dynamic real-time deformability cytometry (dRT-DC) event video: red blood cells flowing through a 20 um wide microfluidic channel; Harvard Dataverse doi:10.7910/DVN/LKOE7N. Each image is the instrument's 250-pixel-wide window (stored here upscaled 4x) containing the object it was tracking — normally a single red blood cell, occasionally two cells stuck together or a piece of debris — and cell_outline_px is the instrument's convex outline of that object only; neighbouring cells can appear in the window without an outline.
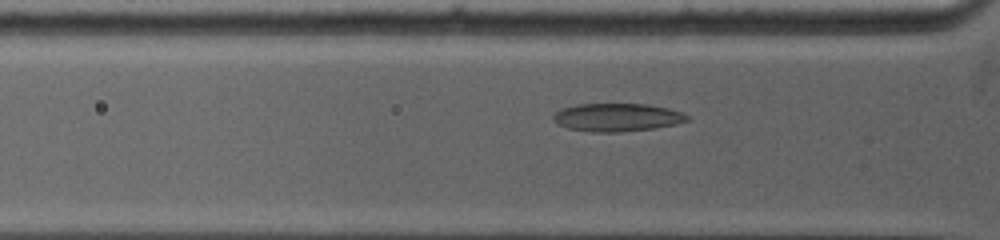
{"species": "common noctule bat (a hibernating species)", "species_latin": "Nyctalus noctula", "temperature_condition": "warm", "stored_images_in_passage": 43, "camera_frame_rate_fps": 5000, "um_per_image_px": 0.085, "animal": {"sex": "female", "body_mass_g": 19.0, "forearm_length_mm": 53.3}, "frame": {"image": 1, "passage_image": 10, "time_ms": 2.8, "image_size_px": [1000, 240], "cell_outline_px": [[692, 120], [676, 124], [656, 128], [620, 132], [592, 132], [568, 128], [556, 124], [552, 120], [552, 116], [560, 108], [576, 104], [648, 104], [668, 108], [684, 112]], "centroid_in_image_um": [52.46, 9.97], "position_along_channel_um": 73.3, "area_um2": 22.25}}
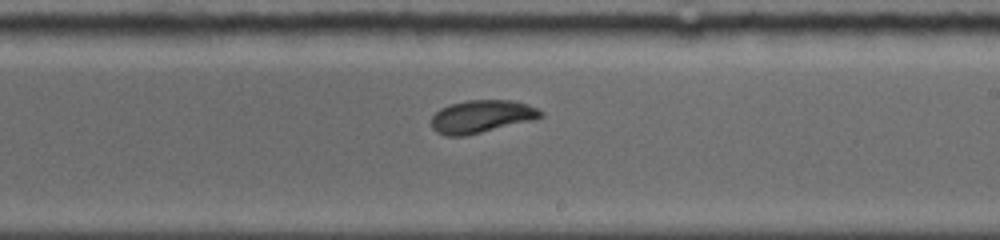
{"frame": {"image": 2, "passage_image": 24, "time_ms": 7.2, "image_size_px": [1000, 240], "cell_outline_px": [[544, 116], [536, 120], [464, 136], [448, 136], [436, 132], [432, 128], [432, 116], [440, 108], [448, 104], [468, 100], [512, 100], [528, 104], [544, 112]], "centroid_in_image_um": [40.96, 9.9], "position_along_channel_um": 248.0, "area_um2": 21.1}}
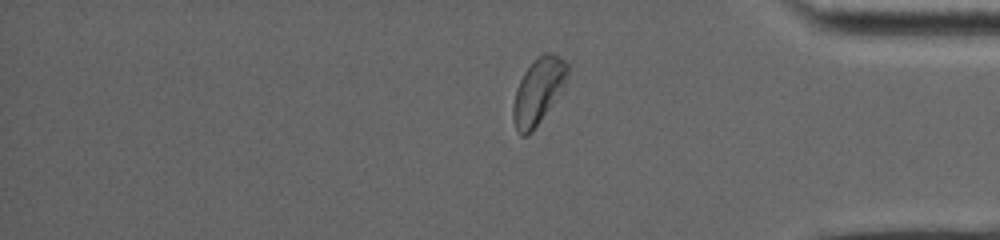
{"frame": {"image": 3, "passage_image": 38, "time_ms": 11.2, "image_size_px": [1000, 240], "cell_outline_px": [[568, 72], [564, 88], [536, 124], [524, 136], [516, 128], [512, 116], [512, 108], [516, 88], [524, 72], [544, 52], [552, 52], [564, 60], [568, 64]], "centroid_in_image_um": [45.76, 7.68], "position_along_channel_um": 389.4, "area_um2": 20.11}, "authors_computed_cell_mechanics": {"area_um2": 20.9236, "velocity_mm_per_s": 3.9767, "shape_relaxation_time_tau1_ms": 4.5073, "shape_relaxation_time_tau2_ms": 1.9004, "deformation_change_tau1": 0.137, "deformation_change_tau2": 0.0284}}